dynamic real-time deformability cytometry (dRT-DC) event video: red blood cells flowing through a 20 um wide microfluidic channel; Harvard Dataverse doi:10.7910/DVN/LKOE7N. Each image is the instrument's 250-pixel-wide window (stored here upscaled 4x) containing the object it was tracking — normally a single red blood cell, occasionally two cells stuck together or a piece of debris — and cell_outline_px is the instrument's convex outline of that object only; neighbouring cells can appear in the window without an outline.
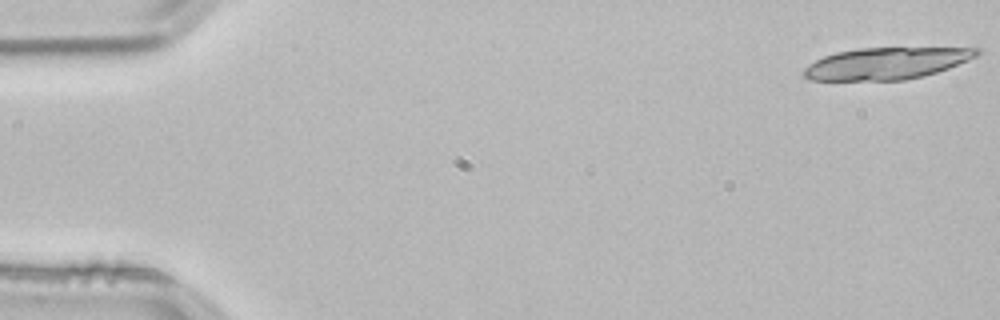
{"species": "common noctule bat (a hibernating species)", "species_latin": "Nyctalus noctula", "temperature_condition": "room temperature", "stored_images_in_passage": 17, "camera_frame_rate_fps": 3000, "um_per_image_px": 0.085, "animal": {"sex": "male", "body_mass_g": 21.5, "forearm_length_mm": 52.0}, "frame": {"image": 1, "passage_image": 1, "time_ms": 0.0, "image_size_px": [1000, 320], "cell_outline_px": [[980, 52], [976, 56], [968, 60], [948, 68], [936, 72], [904, 80], [808, 80], [804, 76], [804, 68], [808, 64], [824, 56], [836, 52], [860, 48], [980, 48]], "centroid_in_image_um": [75.31, 5.39], "position_along_channel_um": 9.7, "area_um2": 31.73}}